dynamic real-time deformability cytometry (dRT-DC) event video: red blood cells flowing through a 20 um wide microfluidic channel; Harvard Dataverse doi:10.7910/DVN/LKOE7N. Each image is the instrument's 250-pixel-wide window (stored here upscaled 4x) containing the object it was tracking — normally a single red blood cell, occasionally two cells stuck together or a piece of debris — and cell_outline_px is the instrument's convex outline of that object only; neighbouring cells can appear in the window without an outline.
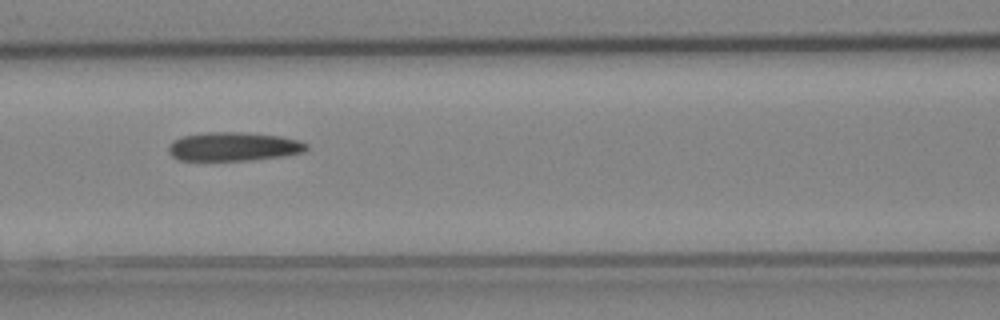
{"species": "Egyptian fruit bat (a non-hibernating species)", "species_latin": "Rousettus aegyptiacus", "temperature_condition": "cold", "stored_images_in_passage": 6, "camera_frame_rate_fps": 3000, "um_per_image_px": 0.085, "animal": {"sex": "female"}, "frame": {"image": 1, "passage_image": 4, "time_ms": 1.0, "image_size_px": [1000, 320], "cell_outline_px": [[308, 148], [304, 152], [284, 156], [248, 160], [180, 160], [172, 156], [168, 152], [168, 144], [172, 140], [184, 136], [208, 132], [240, 132], [280, 136], [296, 140], [308, 144]], "centroid_in_image_um": [19.83, 12.46], "position_along_channel_um": 146.8, "area_um2": 23.06}}